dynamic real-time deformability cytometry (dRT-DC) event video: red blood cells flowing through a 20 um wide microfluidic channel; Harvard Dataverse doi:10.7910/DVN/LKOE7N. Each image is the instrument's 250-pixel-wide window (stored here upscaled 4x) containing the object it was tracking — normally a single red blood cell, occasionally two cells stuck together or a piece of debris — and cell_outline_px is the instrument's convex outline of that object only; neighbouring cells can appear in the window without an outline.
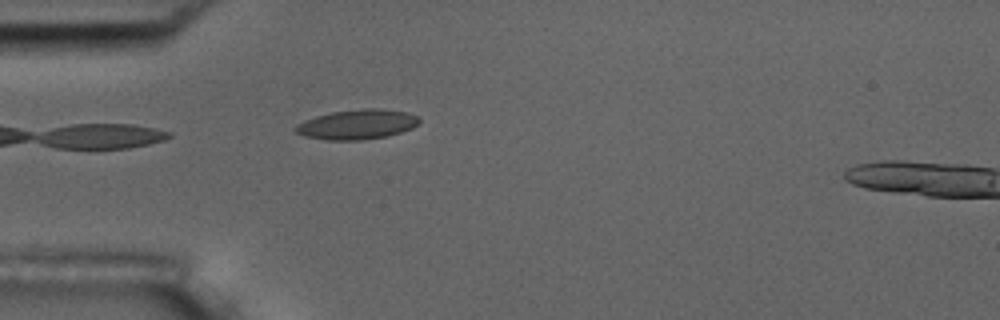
{"species": "common noctule bat (a hibernating species)", "species_latin": "Nyctalus noctula", "temperature_condition": "room temperature", "stored_images_in_passage": 6, "camera_frame_rate_fps": 3000, "um_per_image_px": 0.085, "animal": {"sex": "male", "body_mass_g": 17.5, "forearm_length_mm": 52.3}, "frame": {"image": 1, "passage_image": 5, "time_ms": 4.667, "image_size_px": [1000, 320], "cell_outline_px": [[420, 120], [412, 128], [388, 136], [360, 140], [324, 140], [304, 136], [296, 132], [292, 128], [296, 124], [304, 120], [316, 116], [332, 112], [364, 108], [380, 108], [408, 112], [416, 116]], "centroid_in_image_um": [30.32, 10.57], "position_along_channel_um": 54.7, "area_um2": 21.56}}